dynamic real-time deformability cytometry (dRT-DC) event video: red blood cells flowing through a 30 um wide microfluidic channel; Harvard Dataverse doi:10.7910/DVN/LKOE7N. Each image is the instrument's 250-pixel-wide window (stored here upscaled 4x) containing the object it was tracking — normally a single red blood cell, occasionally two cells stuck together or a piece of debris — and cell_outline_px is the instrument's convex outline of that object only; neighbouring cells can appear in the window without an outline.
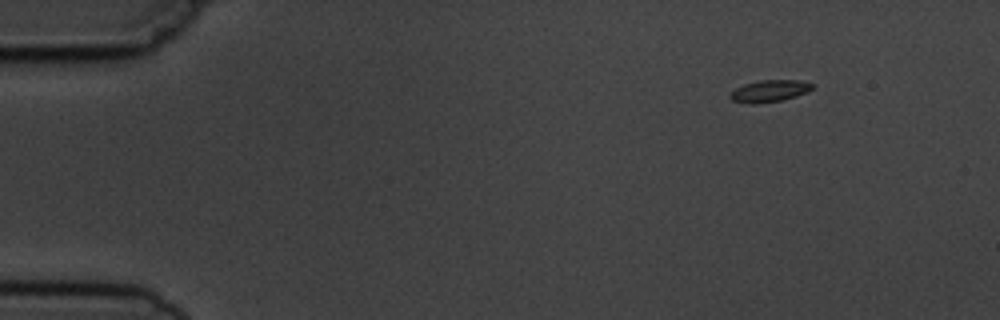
{"species": "common noctule bat (a hibernating species)", "species_latin": "Nyctalus noctula", "temperature_condition": "cold", "stored_images_in_passage": 14, "camera_frame_rate_fps": 3000, "um_per_image_px": 0.085, "animal": {"sex": "male", "body_mass_g": 19.5, "forearm_length_mm": 54.6}, "frame": {"image": 1, "passage_image": 1, "time_ms": 0.0, "image_size_px": [1000, 320], "cell_outline_px": [[812, 88], [808, 92], [784, 100], [756, 104], [752, 104], [732, 100], [728, 96], [736, 88], [744, 84], [764, 80], [800, 80], [812, 84]], "centroid_in_image_um": [65.41, 7.74], "position_along_channel_um": 19.6, "area_um2": 10.4}}
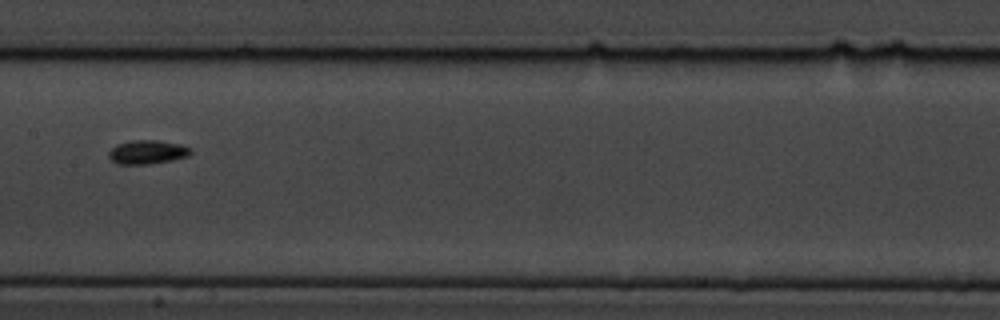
{"frame": {"image": 2, "passage_image": 7, "time_ms": 7.333, "image_size_px": [1000, 320], "cell_outline_px": [[192, 152], [188, 156], [172, 160], [148, 164], [116, 164], [108, 156], [108, 152], [116, 144], [132, 140], [156, 140], [180, 144], [192, 148]], "centroid_in_image_um": [12.52, 12.92], "position_along_channel_um": 194.9, "area_um2": 11.44}}
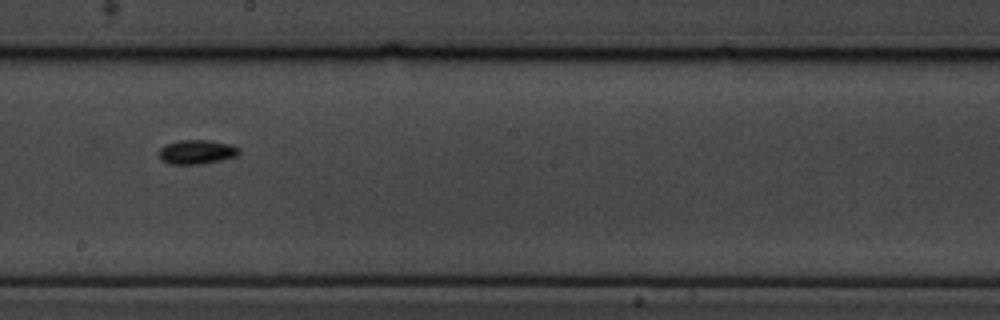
{"frame": {"image": 3, "passage_image": 8, "time_ms": 8.333, "image_size_px": [1000, 320], "cell_outline_px": [[240, 152], [236, 156], [220, 160], [200, 164], [168, 164], [160, 160], [160, 148], [164, 144], [180, 140], [212, 140], [232, 144], [240, 148]], "centroid_in_image_um": [16.73, 12.9], "position_along_channel_um": 231.5, "area_um2": 11.44}, "authors_computed_cell_mechanics": {"area_um2": 10.1439, "velocity_mm_per_s": 3.6816, "shape_relaxation_time_tau1_ms": 2.4552, "shape_relaxation_time_tau2_ms": null, "deformation_change_tau1": 0.0733, "deformation_change_tau2": null}}